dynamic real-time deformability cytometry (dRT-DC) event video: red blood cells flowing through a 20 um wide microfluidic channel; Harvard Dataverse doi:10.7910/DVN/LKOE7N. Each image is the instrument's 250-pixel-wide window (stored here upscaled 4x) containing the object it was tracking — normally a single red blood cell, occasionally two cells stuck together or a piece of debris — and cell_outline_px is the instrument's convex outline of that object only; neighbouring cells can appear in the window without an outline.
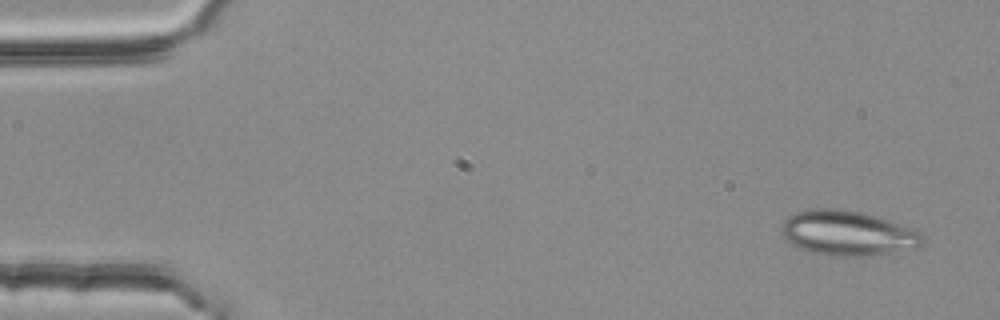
{"species": "common noctule bat (a hibernating species)", "species_latin": "Nyctalus noctula", "temperature_condition": "room temperature", "stored_images_in_passage": 3, "camera_frame_rate_fps": 3000, "um_per_image_px": 0.085, "animal": {"sex": "female", "body_mass_g": 25.1}, "frame": {"image": 1, "passage_image": 1, "time_ms": 0.0, "image_size_px": [1000, 320], "cell_outline_px": [[924, 244], [916, 248], [868, 256], [832, 256], [808, 252], [792, 244], [780, 232], [780, 224], [792, 212], [812, 208], [840, 208], [860, 212], [920, 232], [924, 236]], "centroid_in_image_um": [71.97, 19.82], "position_along_channel_um": 13.0, "area_um2": 36.88}}